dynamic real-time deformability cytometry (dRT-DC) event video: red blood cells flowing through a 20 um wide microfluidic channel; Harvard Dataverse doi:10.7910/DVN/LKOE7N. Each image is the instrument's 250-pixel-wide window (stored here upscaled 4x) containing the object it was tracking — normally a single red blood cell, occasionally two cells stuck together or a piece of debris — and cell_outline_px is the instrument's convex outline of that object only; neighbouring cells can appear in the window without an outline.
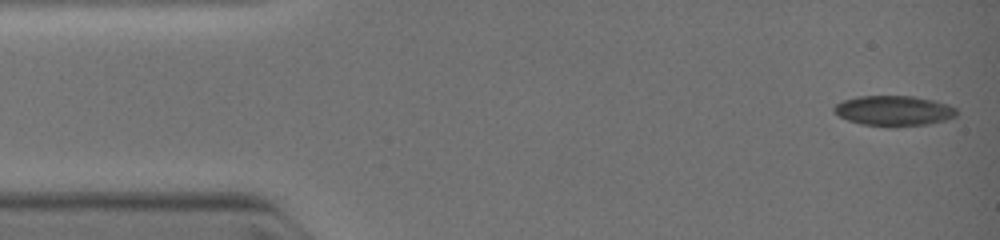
{"species": "common noctule bat (a hibernating species)", "species_latin": "Nyctalus noctula", "temperature_condition": "warm", "stored_images_in_passage": 9, "camera_frame_rate_fps": 3000, "um_per_image_px": 0.085, "animal": {"sex": "female", "body_mass_g": 19.0, "forearm_length_mm": 51.5}, "frame": {"image": 1, "passage_image": 1, "time_ms": 0.0, "image_size_px": [1000, 240], "cell_outline_px": [[956, 116], [944, 120], [928, 124], [896, 128], [860, 124], [848, 120], [840, 116], [832, 108], [836, 104], [844, 100], [856, 96], [912, 96], [936, 100], [948, 104], [956, 108]], "centroid_in_image_um": [75.99, 9.42], "position_along_channel_um": 9.0, "area_um2": 21.85}}
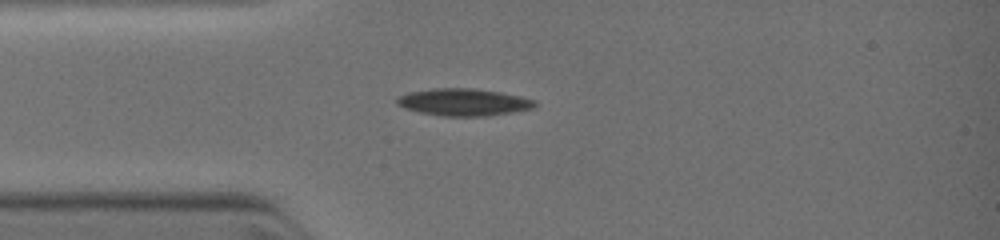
{"frame": {"image": 2, "passage_image": 7, "time_ms": 2.667, "image_size_px": [1000, 240], "cell_outline_px": [[536, 108], [512, 112], [484, 116], [444, 116], [420, 112], [396, 104], [396, 96], [408, 92], [432, 88], [472, 88], [500, 92], [520, 96], [536, 100]], "centroid_in_image_um": [39.41, 8.67], "position_along_channel_um": 45.6, "area_um2": 21.85}}